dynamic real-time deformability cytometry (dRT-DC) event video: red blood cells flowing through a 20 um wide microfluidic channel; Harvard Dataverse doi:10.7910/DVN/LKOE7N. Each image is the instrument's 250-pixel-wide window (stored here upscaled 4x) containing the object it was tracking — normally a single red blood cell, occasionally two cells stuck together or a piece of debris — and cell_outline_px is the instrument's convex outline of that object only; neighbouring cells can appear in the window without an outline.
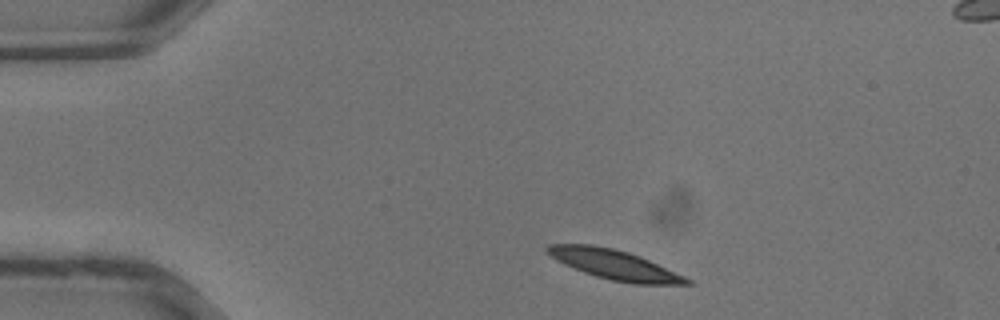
{"species": "common noctule bat (a hibernating species)", "species_latin": "Nyctalus noctula", "temperature_condition": "warm", "stored_images_in_passage": 32, "camera_frame_rate_fps": 3000, "um_per_image_px": 0.085, "animal": {"sex": "male", "body_mass_g": 13.3}, "frame": {"image": 1, "passage_image": 1, "time_ms": 0.0, "image_size_px": [1000, 320], "cell_outline_px": [[692, 284], [632, 284], [612, 280], [596, 276], [584, 272], [564, 264], [556, 260], [544, 252], [544, 248], [548, 244], [592, 244], [612, 248], [628, 252], [640, 256], [684, 276], [692, 280]], "centroid_in_image_um": [52.18, 22.48], "position_along_channel_um": 32.8, "area_um2": 24.04}}
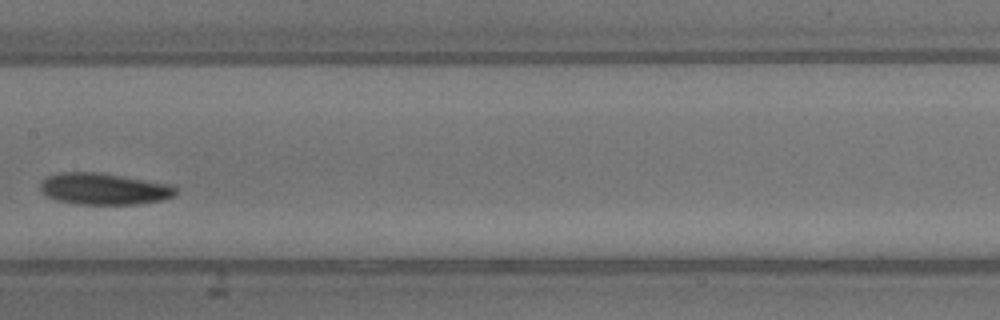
{"frame": {"image": 2, "passage_image": 13, "time_ms": 4.0, "image_size_px": [1000, 320], "cell_outline_px": [[176, 192], [172, 196], [160, 200], [136, 204], [76, 204], [56, 200], [44, 196], [40, 192], [40, 184], [48, 176], [60, 172], [96, 172], [172, 184], [176, 188]], "centroid_in_image_um": [8.78, 16.06], "position_along_channel_um": 198.6, "area_um2": 24.85}}
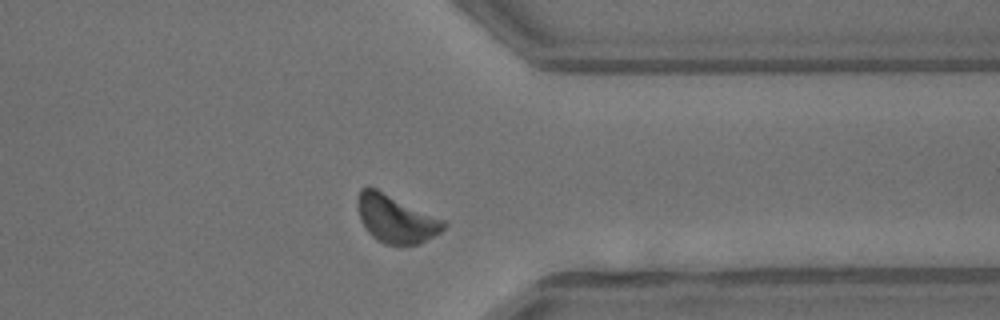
{"frame": {"image": 3, "passage_image": 23, "time_ms": 7.333, "image_size_px": [1000, 320], "cell_outline_px": [[448, 224], [440, 232], [420, 244], [384, 244], [376, 240], [368, 232], [360, 220], [356, 204], [356, 200], [360, 188], [376, 188], [444, 220]], "centroid_in_image_um": [33.61, 18.6], "position_along_channel_um": 377.8, "area_um2": 23.87}}